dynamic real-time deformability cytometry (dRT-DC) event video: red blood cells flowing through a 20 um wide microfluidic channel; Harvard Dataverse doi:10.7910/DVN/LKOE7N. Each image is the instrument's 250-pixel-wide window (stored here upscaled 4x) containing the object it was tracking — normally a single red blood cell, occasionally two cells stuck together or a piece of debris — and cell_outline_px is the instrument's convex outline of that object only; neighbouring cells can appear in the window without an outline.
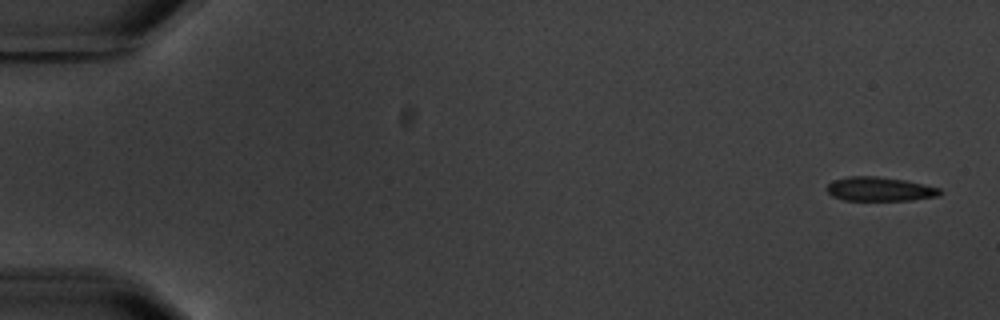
{"species": "common noctule bat (a hibernating species)", "species_latin": "Nyctalus noctula", "temperature_condition": "warm", "stored_images_in_passage": 15, "camera_frame_rate_fps": 3000, "um_per_image_px": 0.085, "animal": {"sex": "male", "body_mass_g": 20.1, "forearm_length_mm": 53.5}, "frame": {"image": 1, "passage_image": 1, "time_ms": 0.0, "image_size_px": [1000, 320], "cell_outline_px": [[940, 196], [912, 200], [844, 200], [832, 196], [824, 188], [832, 180], [848, 176], [876, 176], [904, 180], [924, 184], [940, 188]], "centroid_in_image_um": [74.74, 16.07], "position_along_channel_um": 10.3, "area_um2": 15.95}}
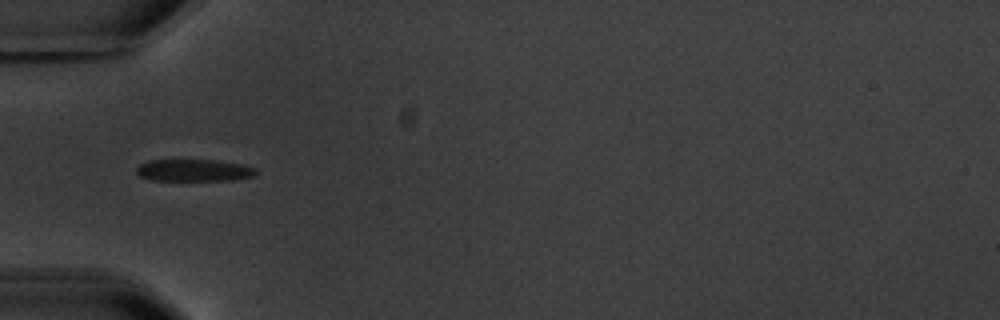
{"frame": {"image": 2, "passage_image": 5, "time_ms": 5.667, "image_size_px": [1000, 320], "cell_outline_px": [[256, 172], [252, 176], [232, 180], [152, 180], [140, 176], [136, 172], [136, 168], [140, 164], [148, 160], [216, 160], [244, 164], [256, 168]], "centroid_in_image_um": [16.48, 14.47], "position_along_channel_um": 68.5, "area_um2": 15.32}, "authors_computed_cell_mechanics": {"area_um2": 16.8198, "velocity_mm_per_s": 3.5674, "shape_relaxation_time_tau1_ms": 6.9359, "shape_relaxation_time_tau2_ms": null, "deformation_change_tau1": 0.2041, "deformation_change_tau2": null}}